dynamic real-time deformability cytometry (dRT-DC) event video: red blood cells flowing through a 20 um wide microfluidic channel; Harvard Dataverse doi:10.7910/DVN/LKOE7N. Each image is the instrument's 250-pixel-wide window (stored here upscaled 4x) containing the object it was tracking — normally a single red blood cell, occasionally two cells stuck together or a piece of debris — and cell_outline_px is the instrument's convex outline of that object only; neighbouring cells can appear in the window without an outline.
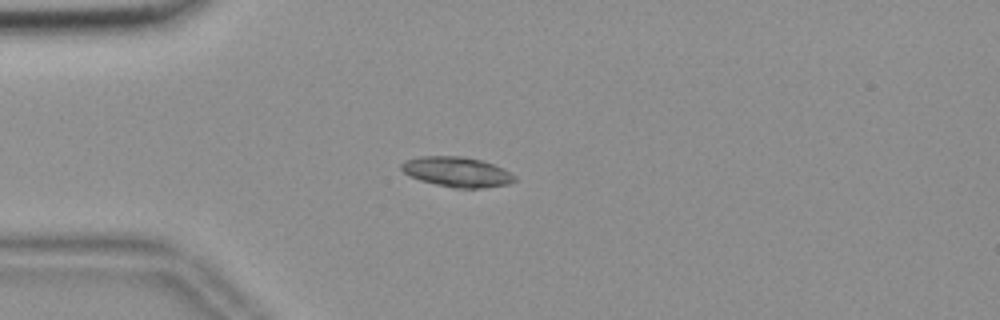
{"species": "common noctule bat (a hibernating species)", "species_latin": "Nyctalus noctula", "temperature_condition": "room temperature", "stored_images_in_passage": 48, "camera_frame_rate_fps": 3000, "um_per_image_px": 0.085, "animal": {"sex": "female", "body_mass_g": 18.4}, "frame": {"image": 1, "passage_image": 7, "time_ms": 2.0, "image_size_px": [1000, 320], "cell_outline_px": [[516, 180], [508, 184], [480, 188], [452, 188], [420, 180], [404, 172], [400, 168], [400, 164], [404, 160], [420, 156], [464, 156], [480, 160], [504, 168], [516, 176]], "centroid_in_image_um": [38.84, 14.6], "position_along_channel_um": 46.2, "area_um2": 19.83}}
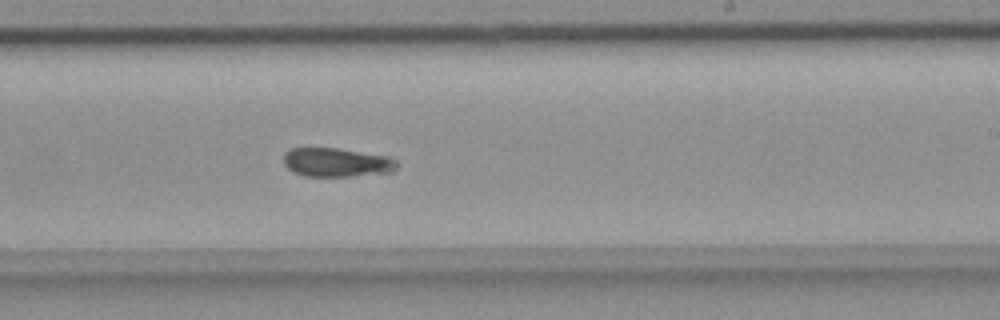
{"frame": {"image": 2, "passage_image": 26, "time_ms": 8.333, "image_size_px": [1000, 320], "cell_outline_px": [[400, 164], [392, 172], [352, 176], [304, 176], [292, 172], [284, 164], [284, 152], [288, 148], [336, 148], [388, 156], [396, 160]], "centroid_in_image_um": [28.61, 13.8], "position_along_channel_um": 260.4, "area_um2": 19.25}}
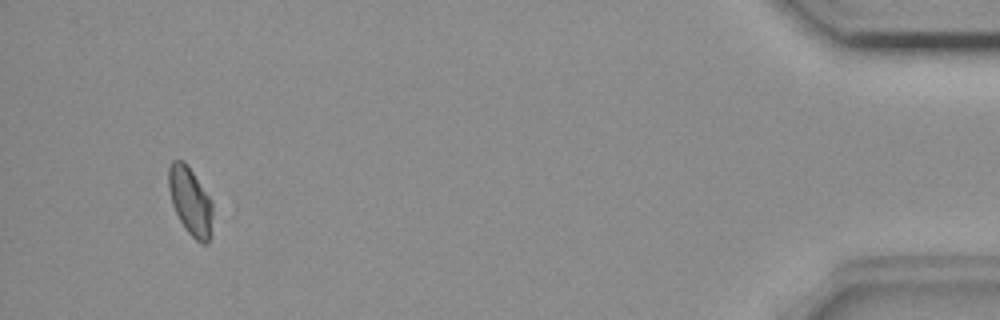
{"frame": {"image": 3, "passage_image": 45, "time_ms": 14.667, "image_size_px": [1000, 320], "cell_outline_px": [[212, 216], [208, 244], [200, 244], [184, 228], [172, 204], [168, 188], [168, 168], [172, 160], [184, 160], [208, 196], [212, 204]], "centroid_in_image_um": [16.15, 17.1], "position_along_channel_um": 419.1, "area_um2": 17.17}}